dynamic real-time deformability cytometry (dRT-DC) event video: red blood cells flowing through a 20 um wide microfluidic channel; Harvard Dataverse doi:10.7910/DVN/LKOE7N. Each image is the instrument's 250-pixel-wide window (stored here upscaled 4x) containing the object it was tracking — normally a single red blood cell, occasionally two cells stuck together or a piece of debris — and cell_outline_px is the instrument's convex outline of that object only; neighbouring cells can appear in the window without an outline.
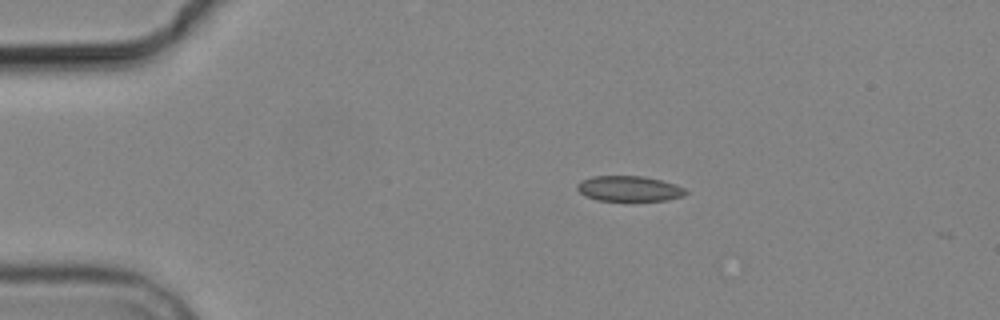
{"species": "common noctule bat (a hibernating species)", "species_latin": "Nyctalus noctula", "temperature_condition": "cold", "stored_images_in_passage": 3, "camera_frame_rate_fps": 3000, "um_per_image_px": 0.085, "animal": {"sex": "male", "body_mass_g": 19.2, "forearm_length_mm": 51.8}, "frame": {"image": 1, "passage_image": 2, "time_ms": 1.333, "image_size_px": [1000, 320], "cell_outline_px": [[688, 192], [684, 196], [668, 200], [596, 200], [584, 196], [576, 188], [576, 184], [580, 180], [592, 176], [644, 176], [676, 184], [684, 188]], "centroid_in_image_um": [53.45, 16.03], "position_along_channel_um": 31.5, "area_um2": 16.13}}